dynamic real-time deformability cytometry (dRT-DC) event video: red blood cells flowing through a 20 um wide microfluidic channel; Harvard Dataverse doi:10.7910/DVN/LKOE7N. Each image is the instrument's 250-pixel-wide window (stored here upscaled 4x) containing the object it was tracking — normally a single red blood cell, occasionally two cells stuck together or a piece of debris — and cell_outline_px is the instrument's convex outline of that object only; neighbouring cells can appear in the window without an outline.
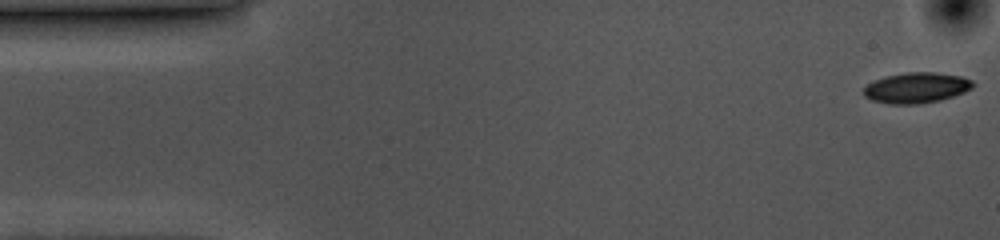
{"species": "common noctule bat (a hibernating species)", "species_latin": "Nyctalus noctula", "temperature_condition": "cold", "stored_images_in_passage": 55, "camera_frame_rate_fps": 3000, "um_per_image_px": 0.085, "animal": {"sex": "female", "body_mass_g": 10.0, "forearm_length_mm": 53.1}, "frame": {"image": 1, "passage_image": 1, "time_ms": 0.0, "image_size_px": [1000, 240], "cell_outline_px": [[976, 84], [972, 88], [964, 92], [940, 100], [920, 104], [888, 104], [872, 100], [864, 96], [864, 88], [868, 84], [884, 76], [908, 72], [932, 72], [960, 76], [972, 80]], "centroid_in_image_um": [77.9, 7.46], "position_along_channel_um": 7.1, "area_um2": 19.42}}
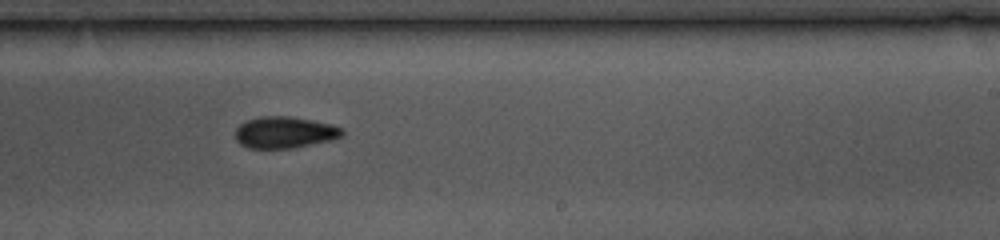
{"frame": {"image": 2, "passage_image": 32, "time_ms": 10.333, "image_size_px": [1000, 240], "cell_outline_px": [[344, 132], [340, 136], [328, 140], [292, 148], [248, 148], [240, 144], [236, 140], [236, 128], [244, 120], [260, 116], [288, 116], [312, 120], [332, 124], [344, 128]], "centroid_in_image_um": [24.15, 11.24], "position_along_channel_um": 264.8, "area_um2": 19.59}}
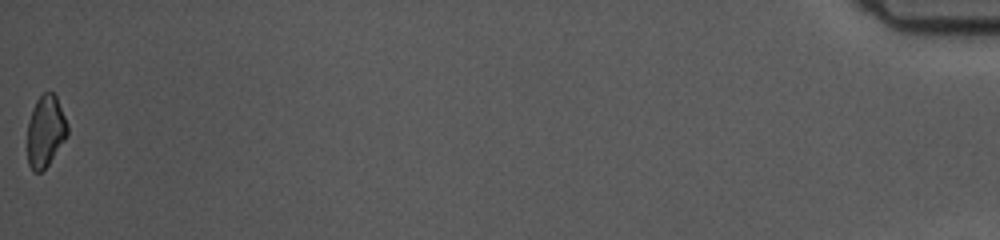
{"frame": {"image": 3, "passage_image": 55, "time_ms": 18.0, "image_size_px": [1000, 240], "cell_outline_px": [[68, 136], [48, 164], [40, 172], [32, 172], [28, 164], [28, 120], [32, 108], [36, 100], [44, 92], [52, 92], [56, 96], [68, 124]], "centroid_in_image_um": [3.87, 11.15], "position_along_channel_um": 431.3, "area_um2": 16.76}, "authors_computed_cell_mechanics": {"area_um2": 19.5364, "velocity_mm_per_s": 3.5701, "shape_relaxation_time_tau1_ms": 2.7259, "shape_relaxation_time_tau2_ms": null, "deformation_change_tau1": 0.0942, "deformation_change_tau2": null}}